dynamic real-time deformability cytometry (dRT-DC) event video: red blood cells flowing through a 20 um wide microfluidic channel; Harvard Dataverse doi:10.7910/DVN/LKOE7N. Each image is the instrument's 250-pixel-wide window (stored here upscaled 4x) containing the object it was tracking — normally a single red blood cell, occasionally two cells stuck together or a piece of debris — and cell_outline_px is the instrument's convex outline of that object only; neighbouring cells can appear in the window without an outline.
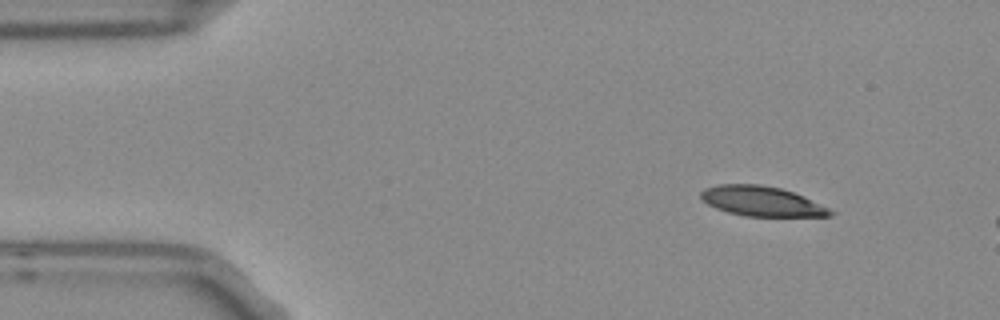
{"species": "Egyptian fruit bat (a non-hibernating species)", "species_latin": "Rousettus aegyptiacus", "temperature_condition": "room temperature", "stored_images_in_passage": 4, "segment_of_instrument_passage": [1, 2], "camera_frame_rate_fps": 3000, "um_per_image_px": 0.085, "frame": {"image": 1, "passage_image": 1, "time_ms": 0.0, "image_size_px": [1000, 320], "cell_outline_px": [[836, 212], [832, 216], [744, 216], [728, 212], [716, 208], [708, 204], [700, 196], [700, 192], [704, 188], [720, 184], [760, 184], [780, 188], [804, 196]], "centroid_in_image_um": [64.74, 17.1], "position_along_channel_um": 20.3, "area_um2": 22.43}}